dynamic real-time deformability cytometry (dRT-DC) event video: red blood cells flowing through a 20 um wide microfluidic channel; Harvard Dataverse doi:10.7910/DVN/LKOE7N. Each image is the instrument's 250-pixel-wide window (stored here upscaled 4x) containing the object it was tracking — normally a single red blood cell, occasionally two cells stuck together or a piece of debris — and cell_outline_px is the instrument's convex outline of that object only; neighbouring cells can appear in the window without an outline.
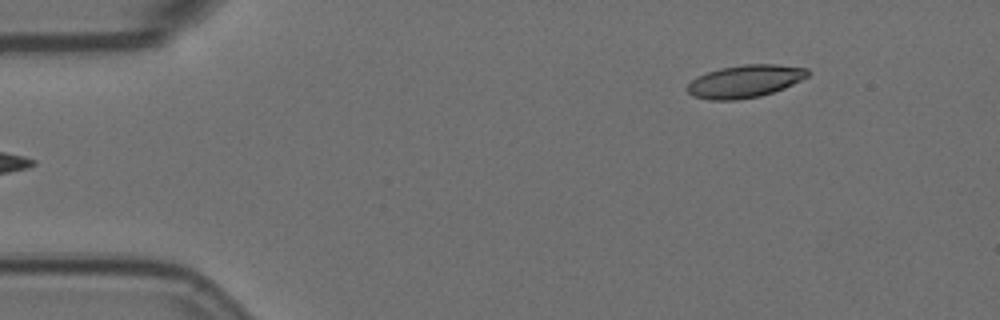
{"species": "Egyptian fruit bat (a non-hibernating species)", "species_latin": "Rousettus aegyptiacus", "temperature_condition": "room temperature", "stored_images_in_passage": 6, "segment_of_instrument_passage": [2, 2], "camera_frame_rate_fps": 3000, "um_per_image_px": 0.085, "animal": {"sex": "female"}, "frame": {"image": 1, "passage_image": 6, "time_ms": 1.667, "image_size_px": [1000, 320], "cell_outline_px": [[808, 76], [784, 88], [760, 96], [736, 100], [708, 100], [692, 96], [684, 88], [696, 76], [720, 68], [744, 64], [776, 64], [808, 68]], "centroid_in_image_um": [63.28, 6.91], "position_along_channel_um": 21.7, "area_um2": 22.95}}